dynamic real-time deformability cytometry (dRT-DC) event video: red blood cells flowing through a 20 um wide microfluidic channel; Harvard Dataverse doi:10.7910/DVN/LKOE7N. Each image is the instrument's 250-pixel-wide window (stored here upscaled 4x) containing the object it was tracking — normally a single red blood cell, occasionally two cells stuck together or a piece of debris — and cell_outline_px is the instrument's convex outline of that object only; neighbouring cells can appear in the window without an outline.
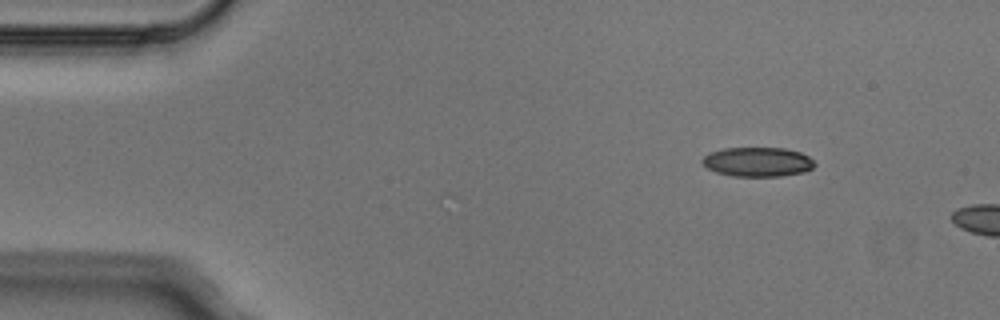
{"species": "Egyptian fruit bat (a non-hibernating species)", "species_latin": "Rousettus aegyptiacus", "temperature_condition": "cold", "stored_images_in_passage": 3, "camera_frame_rate_fps": 3000, "um_per_image_px": 0.085, "animal": {"sex": "male"}, "frame": {"image": 1, "passage_image": 3, "time_ms": 0.667, "image_size_px": [1000, 320], "cell_outline_px": [[816, 164], [812, 168], [804, 172], [780, 176], [732, 176], [716, 172], [708, 168], [700, 160], [708, 152], [724, 148], [784, 148], [800, 152], [808, 156]], "centroid_in_image_um": [64.38, 13.76], "position_along_channel_um": 20.6, "area_um2": 19.25}}